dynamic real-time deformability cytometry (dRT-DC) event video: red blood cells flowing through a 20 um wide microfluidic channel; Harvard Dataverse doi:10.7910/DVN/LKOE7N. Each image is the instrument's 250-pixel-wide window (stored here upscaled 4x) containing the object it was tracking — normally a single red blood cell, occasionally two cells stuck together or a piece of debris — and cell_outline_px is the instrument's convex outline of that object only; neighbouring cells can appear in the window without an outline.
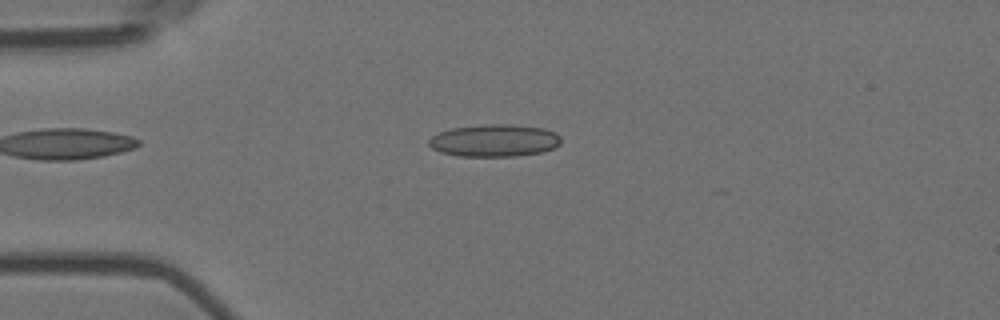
{"species": "Egyptian fruit bat (a non-hibernating species)", "species_latin": "Rousettus aegyptiacus", "temperature_condition": "room temperature", "stored_images_in_passage": 3, "camera_frame_rate_fps": 3000, "um_per_image_px": 0.085, "animal": {"sex": "female"}, "frame": {"image": 1, "passage_image": 3, "time_ms": 0.667, "image_size_px": [1000, 320], "cell_outline_px": [[560, 144], [544, 152], [516, 156], [460, 156], [440, 152], [432, 148], [428, 144], [428, 140], [432, 136], [440, 132], [452, 128], [488, 124], [508, 124], [544, 128], [556, 132], [560, 136]], "centroid_in_image_um": [42.04, 11.94], "position_along_channel_um": 43.0, "area_um2": 24.91}}